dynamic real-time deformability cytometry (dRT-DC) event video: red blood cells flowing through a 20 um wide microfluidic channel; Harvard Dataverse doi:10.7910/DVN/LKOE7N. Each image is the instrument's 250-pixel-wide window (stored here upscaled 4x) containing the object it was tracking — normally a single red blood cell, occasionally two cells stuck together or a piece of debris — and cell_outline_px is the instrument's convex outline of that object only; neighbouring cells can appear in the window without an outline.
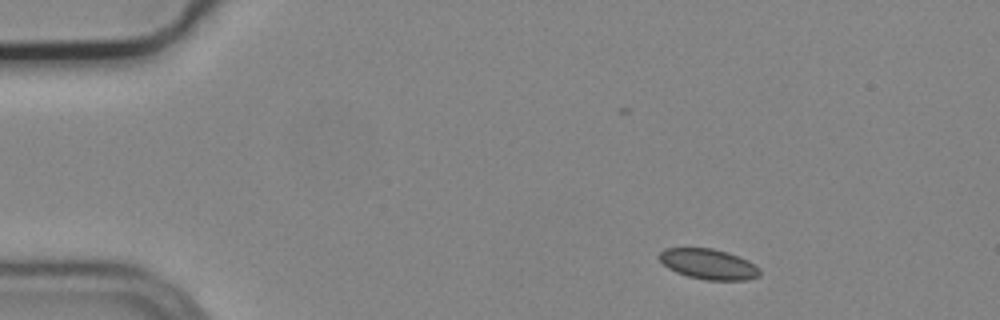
{"species": "common noctule bat (a hibernating species)", "species_latin": "Nyctalus noctula", "temperature_condition": "cold", "stored_images_in_passage": 2, "camera_frame_rate_fps": 3000, "um_per_image_px": 0.085, "animal": {"sex": "male", "body_mass_g": 19.2, "forearm_length_mm": 51.8}, "frame": {"image": 1, "passage_image": 1, "time_ms": 0.0, "image_size_px": [1000, 320], "cell_outline_px": [[760, 276], [744, 280], [704, 280], [688, 276], [676, 272], [668, 268], [656, 256], [664, 248], [712, 248], [728, 252], [748, 260], [756, 264], [760, 268]], "centroid_in_image_um": [60.23, 22.44], "position_along_channel_um": 24.8, "area_um2": 17.98}}